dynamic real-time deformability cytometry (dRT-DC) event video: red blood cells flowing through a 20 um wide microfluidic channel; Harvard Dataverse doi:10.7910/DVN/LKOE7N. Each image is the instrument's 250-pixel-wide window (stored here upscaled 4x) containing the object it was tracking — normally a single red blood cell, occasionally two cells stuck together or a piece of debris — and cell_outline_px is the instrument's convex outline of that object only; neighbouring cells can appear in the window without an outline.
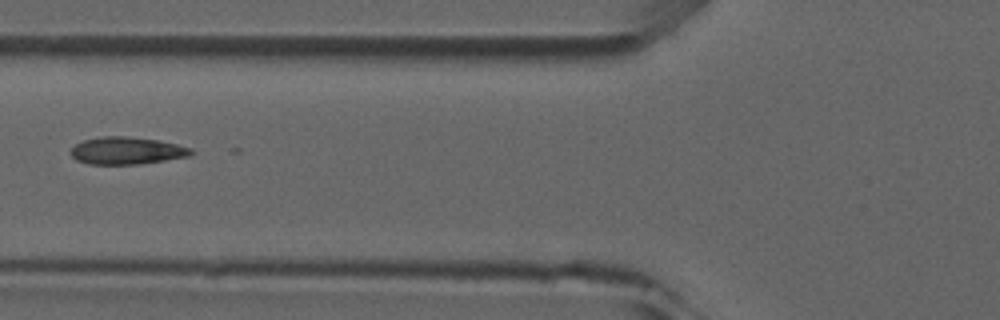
{"species": "common noctule bat (a hibernating species)", "species_latin": "Nyctalus noctula", "temperature_condition": "room temperature", "stored_images_in_passage": 4, "camera_frame_rate_fps": 3000, "um_per_image_px": 0.085, "animal": {"sex": "male", "forearm_length_mm": 52.5}, "frame": {"image": 1, "passage_image": 4, "time_ms": 3.333, "image_size_px": [1000, 320], "cell_outline_px": [[192, 152], [188, 156], [164, 160], [136, 164], [88, 164], [76, 160], [72, 156], [72, 148], [76, 144], [84, 140], [104, 136], [124, 136], [156, 140], [176, 144], [192, 148]], "centroid_in_image_um": [10.75, 12.81], "position_along_channel_um": 115.1, "area_um2": 18.79}}